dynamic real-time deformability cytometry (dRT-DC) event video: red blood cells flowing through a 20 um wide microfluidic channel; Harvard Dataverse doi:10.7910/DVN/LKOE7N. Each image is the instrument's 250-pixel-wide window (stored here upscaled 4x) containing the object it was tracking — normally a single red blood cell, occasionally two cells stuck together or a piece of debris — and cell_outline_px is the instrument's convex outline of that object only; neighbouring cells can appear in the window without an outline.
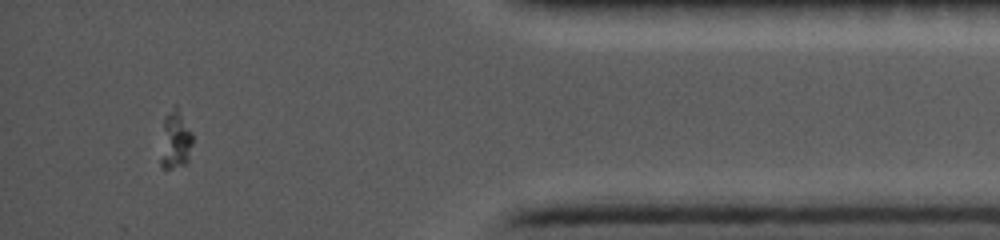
{"species": "common noctule bat (a hibernating species)", "species_latin": "Nyctalus noctula", "temperature_condition": "cold", "stored_images_in_passage": 35, "camera_frame_rate_fps": 5000, "um_per_image_px": 0.085, "animal": {"sex": "female", "body_mass_g": 19.0, "forearm_length_mm": 56.7}, "frame": {"image": 1, "passage_image": 34, "time_ms": 15.8, "image_size_px": [1000, 240], "cell_outline_px": [[192, 144], [188, 160], [184, 164], [168, 168], [164, 168], [160, 164], [160, 160], [164, 116], [176, 104], [192, 132]], "centroid_in_image_um": [14.9, 11.87], "position_along_channel_um": 420.3, "area_um2": 10.75}}